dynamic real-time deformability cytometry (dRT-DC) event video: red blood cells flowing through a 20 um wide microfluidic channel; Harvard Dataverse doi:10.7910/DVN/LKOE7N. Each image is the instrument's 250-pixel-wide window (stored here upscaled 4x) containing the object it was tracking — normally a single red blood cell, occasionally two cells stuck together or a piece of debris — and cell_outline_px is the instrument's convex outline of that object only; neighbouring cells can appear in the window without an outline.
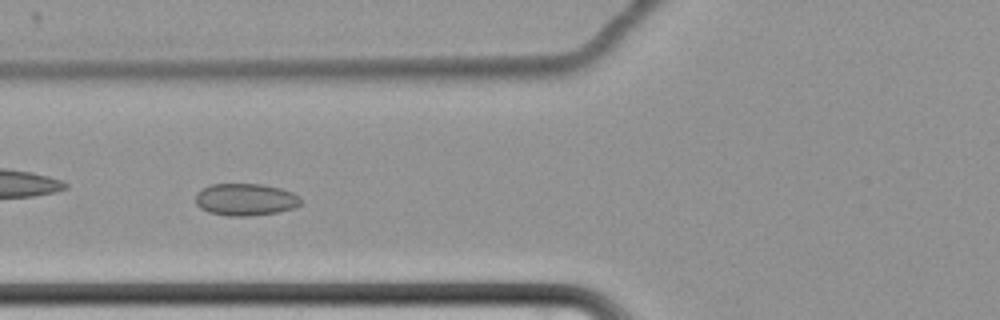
{"species": "common noctule bat (a hibernating species)", "species_latin": "Nyctalus noctula", "temperature_condition": "cold", "stored_images_in_passage": 55, "camera_frame_rate_fps": 3000, "um_per_image_px": 0.085, "animal": {"sex": "female", "body_mass_g": 22.7, "forearm_length_mm": 54.2}, "frame": {"image": 1, "passage_image": 18, "time_ms": 5.667, "image_size_px": [1000, 320], "cell_outline_px": [[304, 200], [296, 208], [276, 212], [244, 216], [228, 216], [208, 212], [200, 208], [196, 204], [196, 192], [212, 184], [260, 184], [280, 188], [292, 192], [300, 196]], "centroid_in_image_um": [20.89, 16.96], "position_along_channel_um": 104.9, "area_um2": 19.77}}
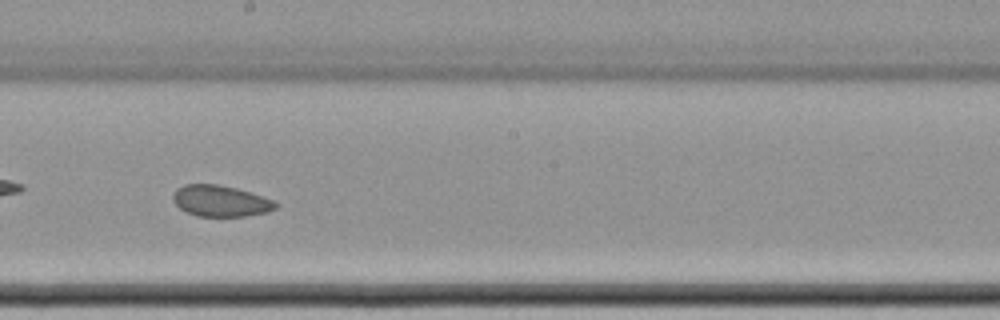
{"frame": {"image": 2, "passage_image": 29, "time_ms": 9.333, "image_size_px": [1000, 320], "cell_outline_px": [[280, 204], [276, 208], [268, 212], [244, 216], [196, 216], [180, 208], [172, 200], [172, 196], [176, 188], [184, 184], [216, 184], [236, 188], [276, 200]], "centroid_in_image_um": [18.77, 17.08], "position_along_channel_um": 229.4, "area_um2": 18.79}}
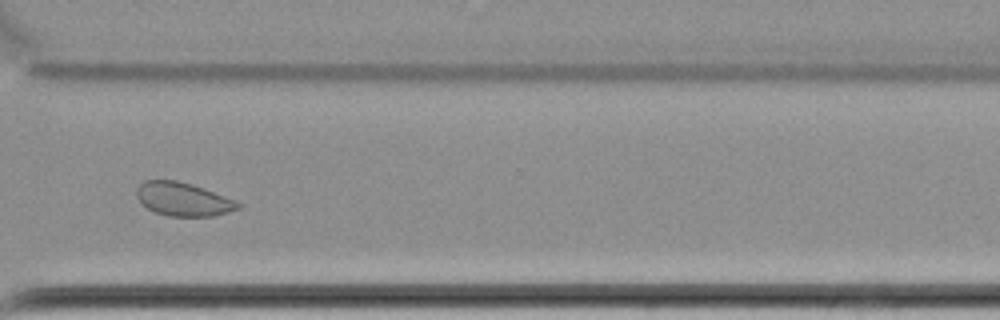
{"frame": {"image": 3, "passage_image": 40, "time_ms": 13.0, "image_size_px": [1000, 320], "cell_outline_px": [[240, 208], [228, 212], [212, 216], [168, 216], [156, 212], [140, 204], [136, 196], [136, 188], [144, 180], [176, 180], [192, 184], [204, 188], [236, 200], [240, 204]], "centroid_in_image_um": [15.54, 16.92], "position_along_channel_um": 355.1, "area_um2": 19.88}, "authors_computed_cell_mechanics": {"area_um2": 20.6346, "velocity_mm_per_s": 3.405, "shape_relaxation_time_tau1_ms": null, "shape_relaxation_time_tau2_ms": 2.5346, "deformation_change_tau1": null, "deformation_change_tau2": 0.055}}